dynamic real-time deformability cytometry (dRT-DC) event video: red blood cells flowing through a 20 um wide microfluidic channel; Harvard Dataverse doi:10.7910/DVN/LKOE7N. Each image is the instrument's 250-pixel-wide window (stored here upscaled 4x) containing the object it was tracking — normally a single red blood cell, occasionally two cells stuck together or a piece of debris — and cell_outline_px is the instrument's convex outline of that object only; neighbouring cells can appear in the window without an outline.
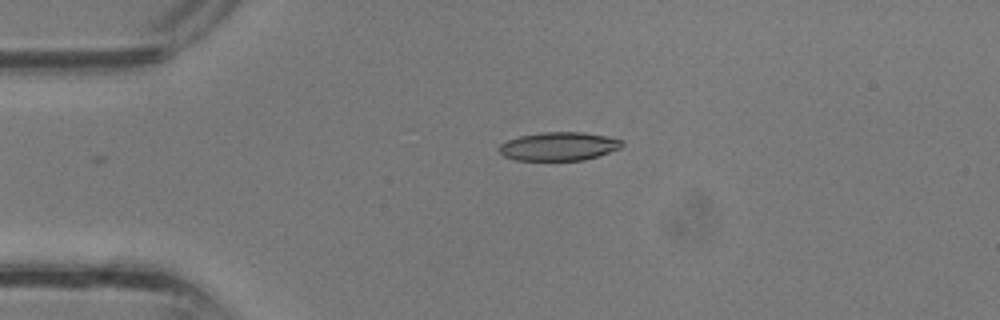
{"species": "common noctule bat (a hibernating species)", "species_latin": "Nyctalus noctula", "temperature_condition": "room temperature", "stored_images_in_passage": 22, "camera_frame_rate_fps": 3000, "um_per_image_px": 0.085, "animal": {"sex": "male", "body_mass_g": 13.3}, "frame": {"image": 1, "passage_image": 1, "time_ms": 0.0, "image_size_px": [1000, 320], "cell_outline_px": [[624, 144], [620, 148], [584, 160], [516, 160], [504, 156], [496, 148], [500, 144], [508, 140], [520, 136], [544, 132], [584, 132], [608, 136], [624, 140]], "centroid_in_image_um": [47.5, 12.43], "position_along_channel_um": 37.5, "area_um2": 20.4}}
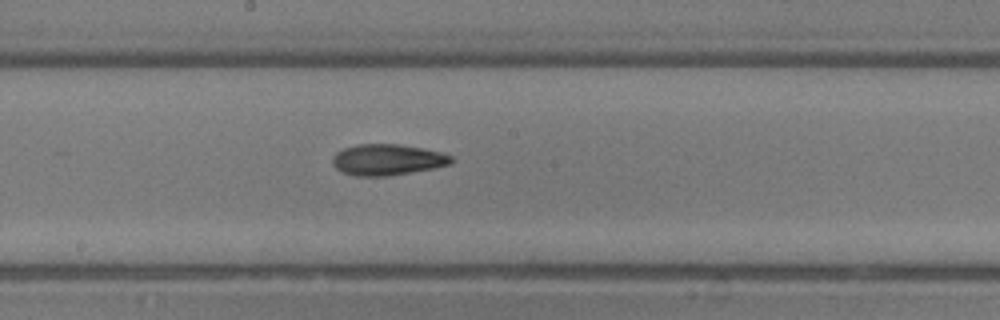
{"frame": {"image": 2, "passage_image": 12, "time_ms": 3.667, "image_size_px": [1000, 320], "cell_outline_px": [[452, 164], [436, 168], [388, 176], [356, 176], [344, 172], [336, 168], [332, 164], [332, 156], [336, 152], [344, 148], [360, 144], [400, 144], [424, 148], [440, 152], [452, 156]], "centroid_in_image_um": [32.94, 13.57], "position_along_channel_um": 215.3, "area_um2": 21.62}}
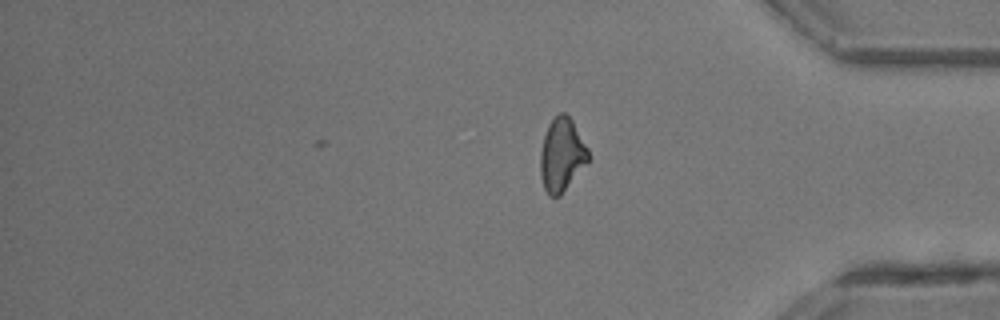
{"frame": {"image": 3, "passage_image": 22, "time_ms": 7.0, "image_size_px": [1000, 320], "cell_outline_px": [[592, 156], [560, 196], [548, 196], [544, 188], [540, 176], [540, 152], [544, 136], [548, 124], [560, 112], [564, 112], [572, 120], [588, 148]], "centroid_in_image_um": [47.75, 13.17], "position_along_channel_um": 387.5, "area_um2": 20.52}}